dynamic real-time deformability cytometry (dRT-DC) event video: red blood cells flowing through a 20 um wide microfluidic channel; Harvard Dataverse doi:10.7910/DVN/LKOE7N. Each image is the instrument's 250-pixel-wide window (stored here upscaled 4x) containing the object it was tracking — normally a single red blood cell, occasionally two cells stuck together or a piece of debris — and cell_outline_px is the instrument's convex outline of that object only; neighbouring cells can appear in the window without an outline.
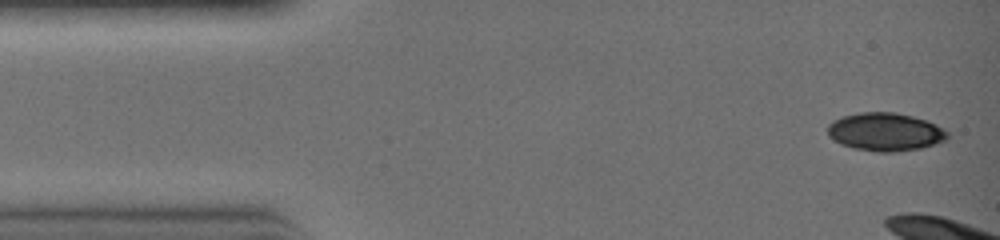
{"species": "common noctule bat (a hibernating species)", "species_latin": "Nyctalus noctula", "temperature_condition": "warm", "stored_images_in_passage": 4, "segment_of_instrument_passage": [2, 2], "camera_frame_rate_fps": 3000, "um_per_image_px": 0.085, "animal": {"sex": "female", "body_mass_g": 19.0, "forearm_length_mm": 51.5}, "frame": {"image": 1, "passage_image": 4, "time_ms": 1.0, "image_size_px": [1000, 240], "cell_outline_px": [[948, 136], [944, 140], [920, 148], [892, 152], [880, 152], [852, 148], [840, 144], [832, 140], [828, 136], [828, 124], [832, 120], [844, 116], [860, 112], [892, 112], [912, 116], [936, 124], [948, 132]], "centroid_in_image_um": [75.19, 11.21], "position_along_channel_um": 9.8, "area_um2": 26.47}}